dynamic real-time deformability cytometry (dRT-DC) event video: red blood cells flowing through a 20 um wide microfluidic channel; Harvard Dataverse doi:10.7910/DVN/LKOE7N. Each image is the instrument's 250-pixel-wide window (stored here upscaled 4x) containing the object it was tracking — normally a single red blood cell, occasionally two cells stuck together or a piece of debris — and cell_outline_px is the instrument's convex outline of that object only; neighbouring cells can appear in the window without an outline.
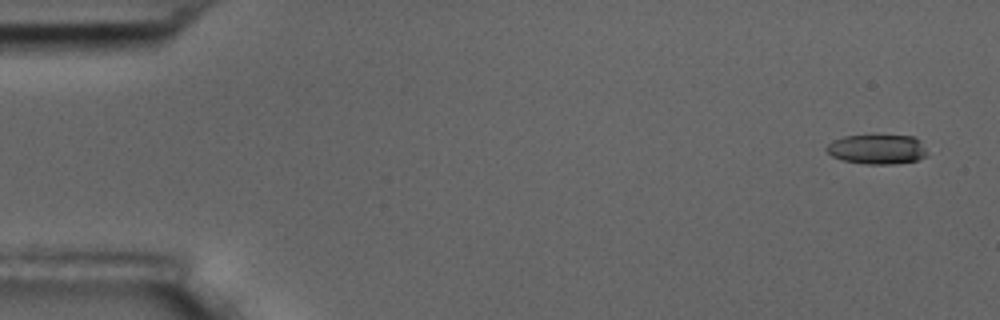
{"species": "common noctule bat (a hibernating species)", "species_latin": "Nyctalus noctula", "temperature_condition": "room temperature", "stored_images_in_passage": 5, "camera_frame_rate_fps": 3000, "um_per_image_px": 0.085, "animal": {"sex": "male", "body_mass_g": 17.5, "forearm_length_mm": 52.3}, "frame": {"image": 1, "passage_image": 1, "time_ms": 0.0, "image_size_px": [1000, 320], "cell_outline_px": [[928, 156], [916, 160], [892, 164], [864, 164], [844, 160], [832, 156], [824, 148], [832, 140], [844, 136], [876, 132], [912, 136], [920, 140], [928, 152]], "centroid_in_image_um": [74.57, 12.63], "position_along_channel_um": 10.4, "area_um2": 18.32}}
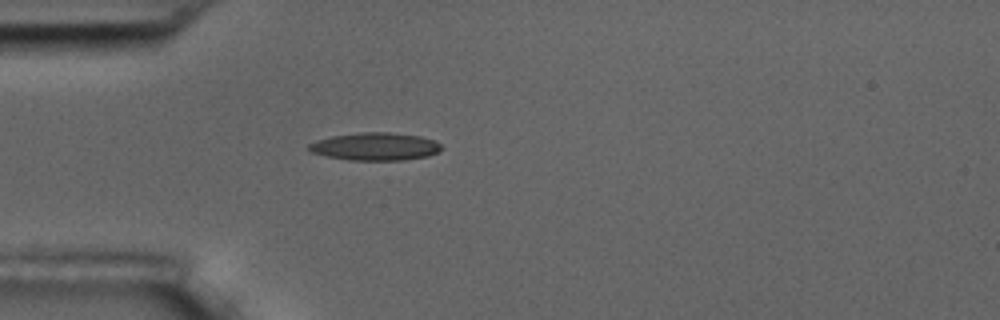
{"frame": {"image": 2, "passage_image": 5, "time_ms": 4.667, "image_size_px": [1000, 320], "cell_outline_px": [[444, 148], [428, 156], [404, 160], [348, 160], [308, 152], [308, 144], [316, 140], [332, 136], [360, 132], [388, 132], [420, 136], [436, 140]], "centroid_in_image_um": [31.89, 12.45], "position_along_channel_um": 53.1, "area_um2": 21.56}}